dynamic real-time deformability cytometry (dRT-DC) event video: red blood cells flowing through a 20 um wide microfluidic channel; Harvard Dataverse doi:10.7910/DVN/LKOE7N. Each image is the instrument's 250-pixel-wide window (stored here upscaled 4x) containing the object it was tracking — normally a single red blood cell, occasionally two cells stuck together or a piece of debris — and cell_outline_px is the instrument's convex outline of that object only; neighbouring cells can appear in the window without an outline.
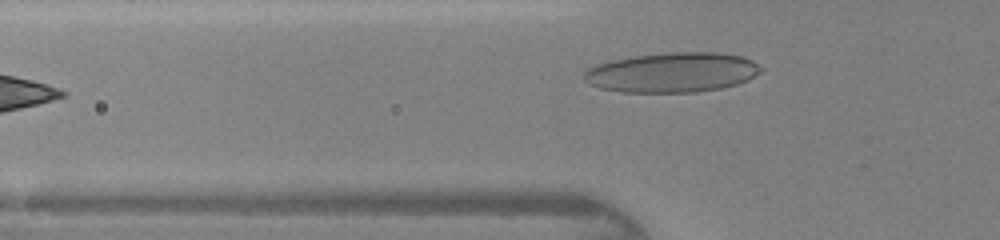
{"species": "human", "species_latin": "Homo sapiens", "temperature_condition": "warm", "stored_images_in_passage": 30, "camera_frame_rate_fps": 3000, "um_per_image_px": 0.085, "donor": {"sex": "female"}, "frame": {"image": 1, "passage_image": 4, "time_ms": 1.0, "image_size_px": [1000, 240], "cell_outline_px": [[764, 68], [756, 76], [748, 80], [736, 84], [720, 88], [696, 92], [624, 92], [600, 88], [588, 84], [584, 80], [584, 72], [588, 68], [596, 64], [612, 60], [632, 56], [668, 52], [720, 52], [744, 56], [752, 60]], "centroid_in_image_um": [57.16, 6.14], "position_along_channel_um": 68.6, "area_um2": 41.38}}
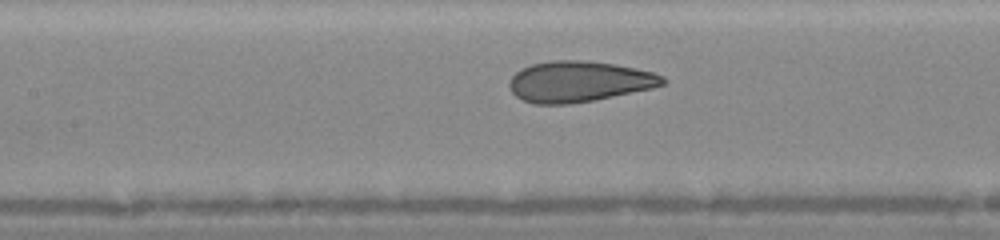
{"frame": {"image": 2, "passage_image": 10, "time_ms": 3.0, "image_size_px": [1000, 240], "cell_outline_px": [[668, 80], [664, 84], [652, 88], [596, 100], [568, 104], [532, 104], [516, 96], [512, 92], [508, 84], [512, 76], [516, 72], [532, 64], [552, 60], [584, 60], [616, 64], [636, 68], [652, 72], [664, 76]], "centroid_in_image_um": [49.23, 6.93], "position_along_channel_um": 158.2, "area_um2": 36.59}}
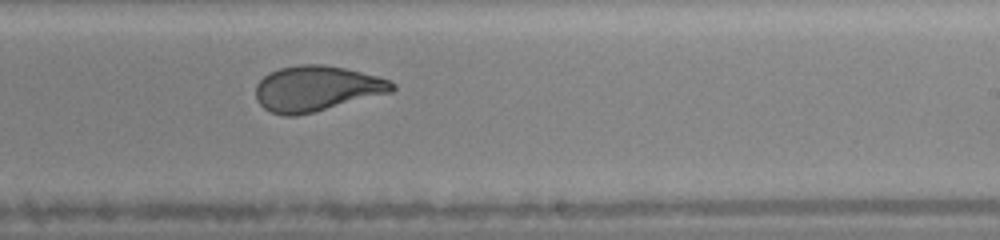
{"frame": {"image": 3, "passage_image": 17, "time_ms": 5.333, "image_size_px": [1000, 240], "cell_outline_px": [[396, 88], [392, 92], [296, 116], [284, 116], [272, 112], [264, 108], [256, 100], [256, 84], [264, 76], [280, 68], [300, 64], [324, 64], [344, 68], [376, 76], [388, 80], [396, 84]], "centroid_in_image_um": [26.89, 7.52], "position_along_channel_um": 262.1, "area_um2": 35.78}}